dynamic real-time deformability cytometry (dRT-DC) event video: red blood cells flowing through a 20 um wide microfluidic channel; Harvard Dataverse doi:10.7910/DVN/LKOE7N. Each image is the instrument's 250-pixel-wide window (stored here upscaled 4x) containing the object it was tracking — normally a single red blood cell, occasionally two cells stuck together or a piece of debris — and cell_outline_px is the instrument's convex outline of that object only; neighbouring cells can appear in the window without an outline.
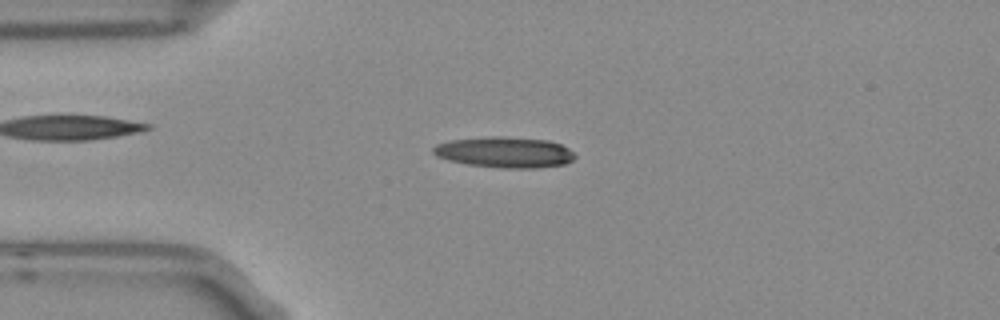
{"species": "Egyptian fruit bat (a non-hibernating species)", "species_latin": "Rousettus aegyptiacus", "temperature_condition": "room temperature", "stored_images_in_passage": 44, "camera_frame_rate_fps": 3000, "um_per_image_px": 0.085, "frame": {"image": 1, "passage_image": 4, "time_ms": 1.0, "image_size_px": [1000, 320], "cell_outline_px": [[576, 156], [572, 160], [564, 164], [536, 168], [500, 168], [468, 164], [448, 160], [436, 156], [432, 152], [432, 148], [436, 144], [452, 140], [488, 136], [500, 136], [548, 140], [560, 144], [568, 148]], "centroid_in_image_um": [42.88, 12.94], "position_along_channel_um": 42.1, "area_um2": 25.43}}
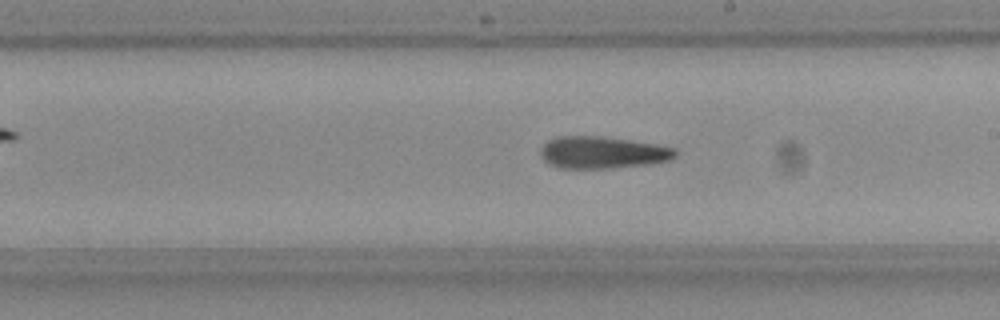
{"frame": {"image": 2, "passage_image": 21, "time_ms": 6.667, "image_size_px": [1000, 320], "cell_outline_px": [[676, 156], [668, 160], [652, 164], [608, 168], [560, 168], [548, 164], [544, 160], [540, 152], [544, 144], [548, 140], [556, 136], [600, 136], [628, 140], [652, 144], [672, 148], [676, 152]], "centroid_in_image_um": [51.16, 12.97], "position_along_channel_um": 237.8, "area_um2": 24.91}}
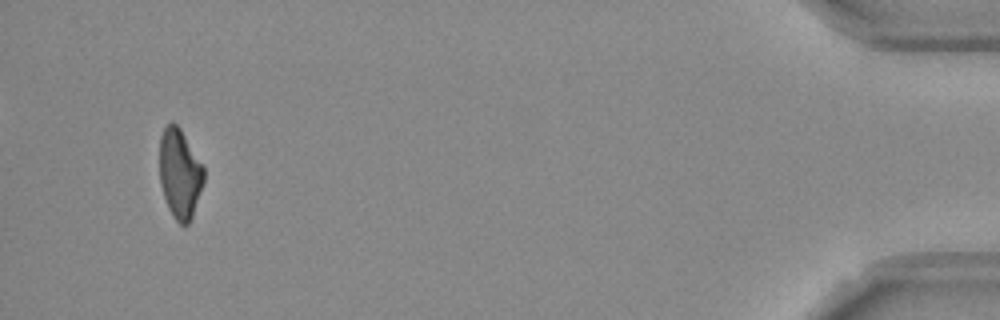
{"frame": {"image": 3, "passage_image": 42, "time_ms": 13.667, "image_size_px": [1000, 320], "cell_outline_px": [[204, 180], [192, 216], [188, 224], [180, 224], [172, 216], [168, 208], [160, 184], [160, 136], [164, 128], [172, 120], [180, 128], [204, 168]], "centroid_in_image_um": [15.27, 14.75], "position_along_channel_um": 419.9, "area_um2": 22.83}}